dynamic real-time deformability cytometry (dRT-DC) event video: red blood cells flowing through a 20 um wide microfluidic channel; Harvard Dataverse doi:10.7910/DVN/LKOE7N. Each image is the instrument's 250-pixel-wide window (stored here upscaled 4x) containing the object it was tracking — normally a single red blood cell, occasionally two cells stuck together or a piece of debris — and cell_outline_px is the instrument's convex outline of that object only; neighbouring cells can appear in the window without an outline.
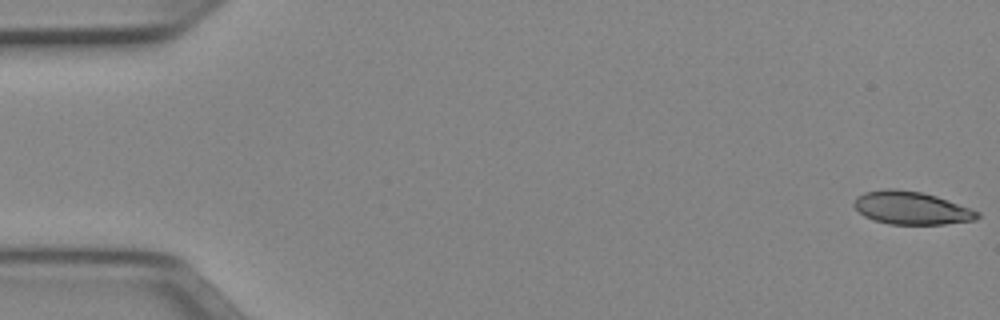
{"species": "Egyptian fruit bat (a non-hibernating species)", "species_latin": "Rousettus aegyptiacus", "temperature_condition": "cold", "stored_images_in_passage": 51, "camera_frame_rate_fps": 3000, "um_per_image_px": 0.085, "animal": {"sex": "female"}, "frame": {"image": 1, "passage_image": 1, "time_ms": 0.0, "image_size_px": [1000, 320], "cell_outline_px": [[980, 216], [976, 220], [944, 224], [888, 224], [864, 216], [852, 204], [856, 196], [864, 192], [888, 188], [892, 188], [920, 192], [936, 196], [980, 212]], "centroid_in_image_um": [77.45, 17.68], "position_along_channel_um": 7.6, "area_um2": 23.52}}
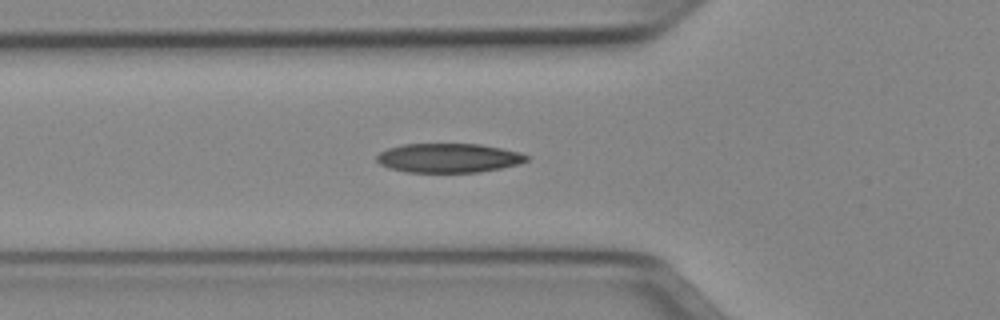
{"frame": {"image": 2, "passage_image": 18, "time_ms": 5.667, "image_size_px": [1000, 320], "cell_outline_px": [[532, 156], [528, 160], [520, 164], [480, 172], [408, 172], [388, 168], [380, 164], [376, 160], [376, 156], [380, 152], [388, 148], [400, 144], [480, 144], [520, 152]], "centroid_in_image_um": [38.14, 13.42], "position_along_channel_um": 87.7, "area_um2": 25.66}}
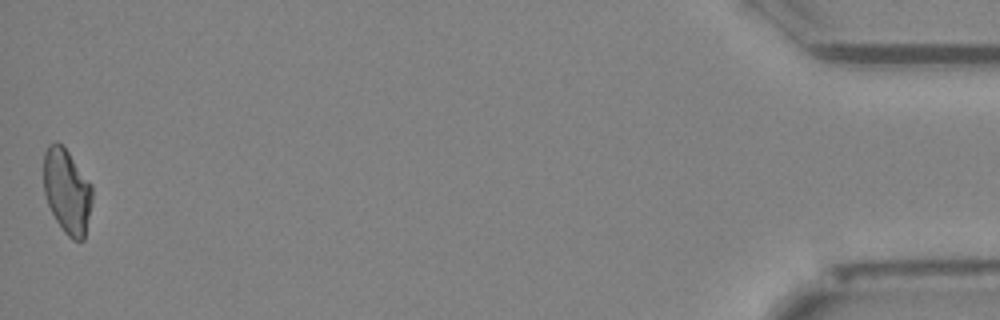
{"frame": {"image": 3, "passage_image": 51, "time_ms": 16.667, "image_size_px": [1000, 320], "cell_outline_px": [[92, 200], [84, 240], [72, 240], [64, 232], [56, 220], [48, 204], [44, 192], [44, 152], [48, 144], [56, 140], [68, 152], [92, 184]], "centroid_in_image_um": [5.69, 16.25], "position_along_channel_um": 429.5, "area_um2": 23.93}, "authors_computed_cell_mechanics": {"area_um2": 24.7384, "velocity_mm_per_s": 3.9644, "shape_relaxation_time_tau1_ms": 5.6386, "shape_relaxation_time_tau2_ms": 3.3497, "deformation_change_tau1": 0.1668, "deformation_change_tau2": 0.1169}}